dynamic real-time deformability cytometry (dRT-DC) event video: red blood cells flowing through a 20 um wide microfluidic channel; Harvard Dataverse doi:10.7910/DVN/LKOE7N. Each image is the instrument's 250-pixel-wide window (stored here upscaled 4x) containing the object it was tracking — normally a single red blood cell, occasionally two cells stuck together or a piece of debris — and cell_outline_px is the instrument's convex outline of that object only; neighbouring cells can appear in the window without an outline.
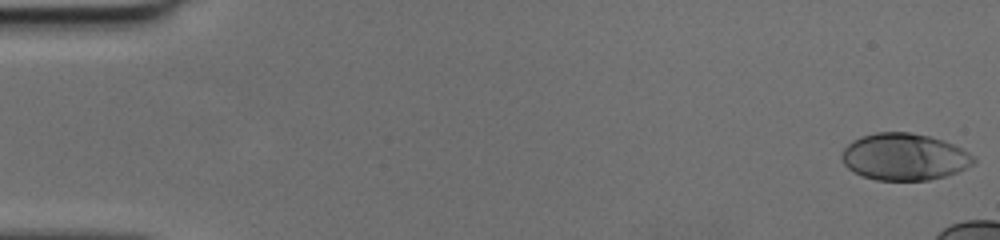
{"species": "human", "species_latin": "Homo sapiens", "temperature_condition": "cold", "stored_images_in_passage": 12, "camera_frame_rate_fps": 3000, "um_per_image_px": 0.085, "donor": {"sex": "female"}, "frame": {"image": 1, "passage_image": 1, "time_ms": 0.0, "image_size_px": [1000, 240], "cell_outline_px": [[976, 164], [956, 172], [944, 176], [928, 180], [876, 180], [860, 176], [852, 172], [844, 164], [840, 156], [844, 148], [852, 140], [860, 136], [876, 132], [908, 132], [928, 136], [944, 140], [976, 156]], "centroid_in_image_um": [76.85, 13.33], "position_along_channel_um": 8.2, "area_um2": 36.3}}